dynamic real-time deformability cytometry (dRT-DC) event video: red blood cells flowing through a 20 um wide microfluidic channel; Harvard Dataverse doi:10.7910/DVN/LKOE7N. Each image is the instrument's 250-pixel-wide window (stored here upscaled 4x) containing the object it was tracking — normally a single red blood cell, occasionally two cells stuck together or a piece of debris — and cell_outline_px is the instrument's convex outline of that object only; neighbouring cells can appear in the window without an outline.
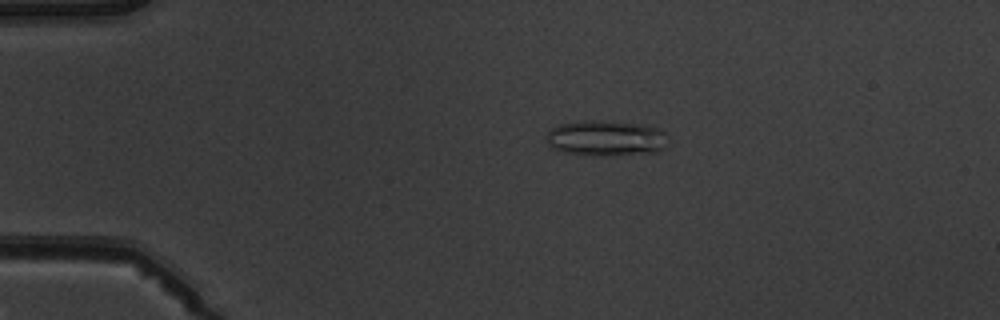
{"species": "common noctule bat (a hibernating species)", "species_latin": "Nyctalus noctula", "temperature_condition": "warm", "stored_images_in_passage": 6, "camera_frame_rate_fps": 3000, "um_per_image_px": 0.085, "animal": {"sex": "male", "body_mass_g": 19.5, "forearm_length_mm": 54.6}, "frame": {"image": 1, "passage_image": 3, "time_ms": 2.333, "image_size_px": [1000, 320], "cell_outline_px": [[664, 148], [656, 152], [600, 156], [564, 152], [552, 148], [548, 144], [544, 136], [552, 128], [560, 124], [588, 120], [600, 120], [644, 124], [656, 128], [664, 132]], "centroid_in_image_um": [51.45, 11.74], "position_along_channel_um": 33.6, "area_um2": 25.09}}
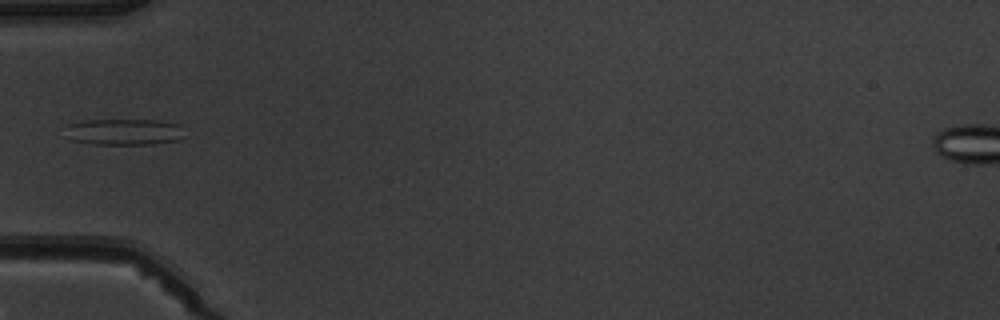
{"frame": {"image": 2, "passage_image": 5, "time_ms": 4.667, "image_size_px": [1000, 320], "cell_outline_px": [[188, 136], [176, 140], [152, 144], [92, 144], [72, 140], [68, 124], [84, 120], [156, 120], [180, 124]], "centroid_in_image_um": [10.68, 11.2], "position_along_channel_um": 74.3, "area_um2": 18.15}}
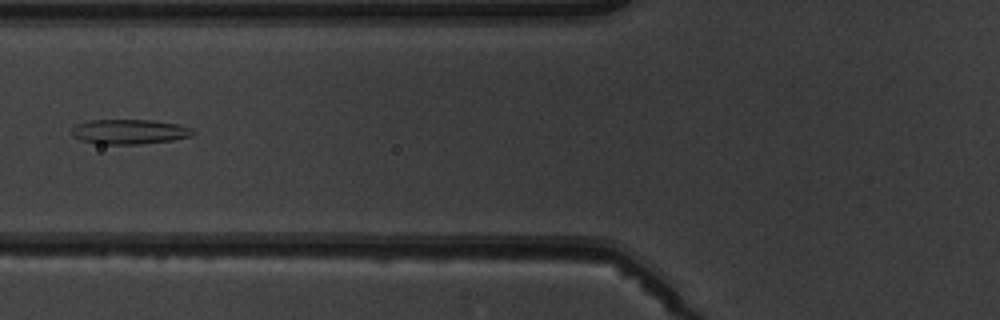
{"frame": {"image": 3, "passage_image": 6, "time_ms": 5.667, "image_size_px": [1000, 320], "cell_outline_px": [[196, 132], [192, 136], [172, 140], [140, 144], [96, 144], [80, 140], [72, 136], [72, 128], [76, 124], [88, 120], [152, 120], [180, 124], [192, 128]], "centroid_in_image_um": [11.0, 11.19], "position_along_channel_um": 114.8, "area_um2": 17.74}}